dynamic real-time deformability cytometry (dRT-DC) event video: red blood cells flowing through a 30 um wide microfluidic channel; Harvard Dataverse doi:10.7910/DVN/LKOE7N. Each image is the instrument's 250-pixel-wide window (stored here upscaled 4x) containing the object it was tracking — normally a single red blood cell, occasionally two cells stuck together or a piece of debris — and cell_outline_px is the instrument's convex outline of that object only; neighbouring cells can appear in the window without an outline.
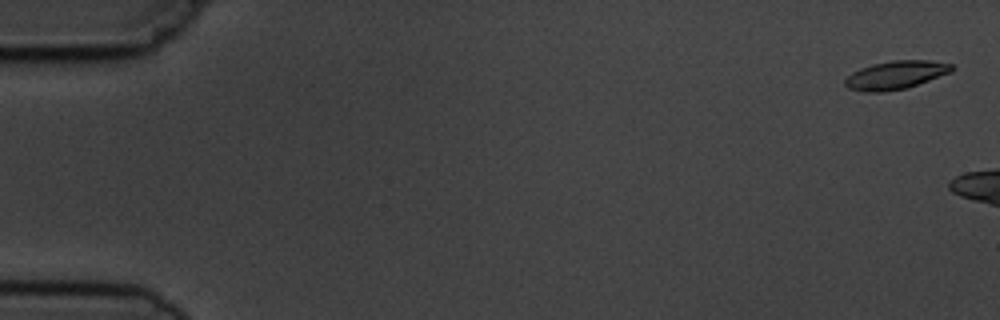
{"species": "common noctule bat (a hibernating species)", "species_latin": "Nyctalus noctula", "temperature_condition": "cold", "stored_images_in_passage": 3, "camera_frame_rate_fps": 3000, "um_per_image_px": 0.085, "animal": {"sex": "male", "body_mass_g": 19.5, "forearm_length_mm": 54.6}, "frame": {"image": 1, "passage_image": 1, "time_ms": 0.0, "image_size_px": [1000, 320], "cell_outline_px": [[956, 68], [952, 72], [908, 88], [884, 92], [864, 92], [848, 88], [844, 84], [844, 80], [852, 72], [860, 68], [872, 64], [892, 60], [928, 60], [952, 64]], "centroid_in_image_um": [76.15, 6.38], "position_along_channel_um": 8.9, "area_um2": 17.86}}